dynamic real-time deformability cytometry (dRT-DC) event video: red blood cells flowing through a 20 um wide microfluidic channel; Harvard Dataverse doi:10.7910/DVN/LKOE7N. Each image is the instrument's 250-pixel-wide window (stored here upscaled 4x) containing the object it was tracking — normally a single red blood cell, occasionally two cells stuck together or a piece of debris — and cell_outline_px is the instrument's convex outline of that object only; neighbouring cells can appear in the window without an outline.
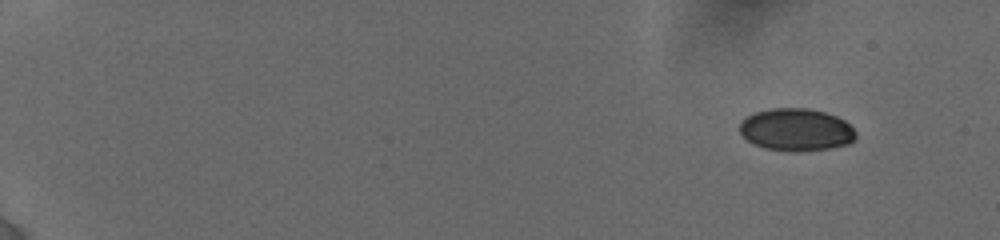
{"species": "human", "species_latin": "Homo sapiens", "temperature_condition": "cold", "stored_images_in_passage": 7, "camera_frame_rate_fps": 3000, "um_per_image_px": 0.085, "donor": {"sex": "female"}, "frame": {"image": 1, "passage_image": 1, "time_ms": 0.0, "image_size_px": [1000, 240], "cell_outline_px": [[856, 140], [848, 144], [832, 148], [804, 152], [792, 152], [764, 148], [748, 140], [740, 132], [740, 124], [748, 116], [756, 112], [768, 108], [808, 108], [824, 112], [836, 116], [844, 120], [856, 132]], "centroid_in_image_um": [67.72, 11.04], "position_along_channel_um": 17.3, "area_um2": 28.84}}
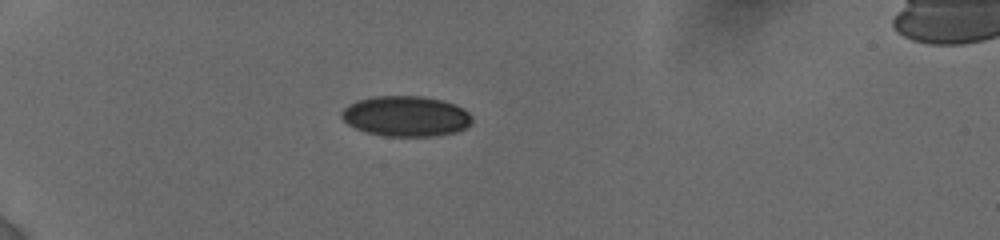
{"frame": {"image": 2, "passage_image": 5, "time_ms": 4.333, "image_size_px": [1000, 240], "cell_outline_px": [[472, 124], [468, 128], [456, 132], [432, 136], [384, 136], [368, 132], [356, 128], [348, 124], [340, 116], [340, 112], [348, 104], [356, 100], [376, 96], [420, 96], [444, 100], [456, 104], [464, 108], [472, 116]], "centroid_in_image_um": [34.54, 9.87], "position_along_channel_um": 50.5, "area_um2": 31.04}}
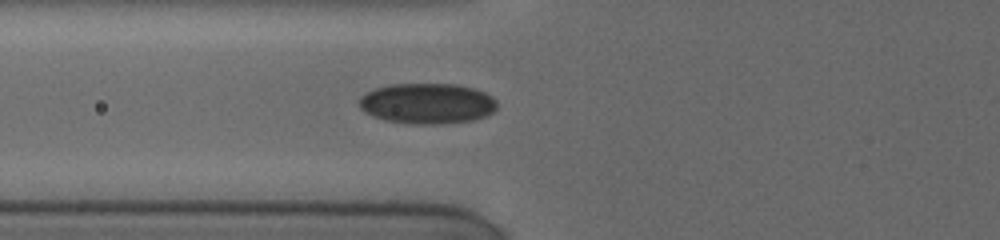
{"frame": {"image": 3, "passage_image": 7, "time_ms": 6.333, "image_size_px": [1000, 240], "cell_outline_px": [[496, 108], [488, 116], [472, 120], [440, 124], [412, 124], [388, 120], [364, 112], [360, 108], [360, 96], [364, 92], [388, 84], [456, 84], [472, 88], [484, 92], [492, 96], [496, 100]], "centroid_in_image_um": [36.32, 8.79], "position_along_channel_um": 89.5, "area_um2": 32.6}}